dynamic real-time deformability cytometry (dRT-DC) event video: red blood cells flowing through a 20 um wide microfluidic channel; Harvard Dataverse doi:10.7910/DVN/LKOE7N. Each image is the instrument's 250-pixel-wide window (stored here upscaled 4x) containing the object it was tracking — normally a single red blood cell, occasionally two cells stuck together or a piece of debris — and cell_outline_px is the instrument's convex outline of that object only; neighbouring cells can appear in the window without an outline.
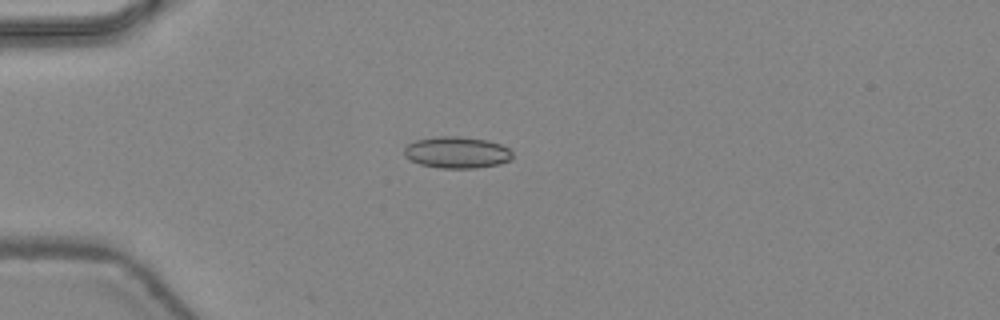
{"species": "common noctule bat (a hibernating species)", "species_latin": "Nyctalus noctula", "temperature_condition": "warm", "stored_images_in_passage": 11, "camera_frame_rate_fps": 3000, "um_per_image_px": 0.085, "animal": {"sex": "female", "body_mass_g": 24.6, "forearm_length_mm": 56.2}, "frame": {"image": 1, "passage_image": 1, "time_ms": 0.0, "image_size_px": [1000, 320], "cell_outline_px": [[512, 156], [508, 160], [500, 164], [476, 168], [440, 168], [420, 164], [404, 156], [404, 148], [408, 144], [416, 140], [436, 136], [460, 136], [488, 140], [500, 144], [508, 148], [512, 152]], "centroid_in_image_um": [38.83, 12.95], "position_along_channel_um": 46.2, "area_um2": 19.94}}
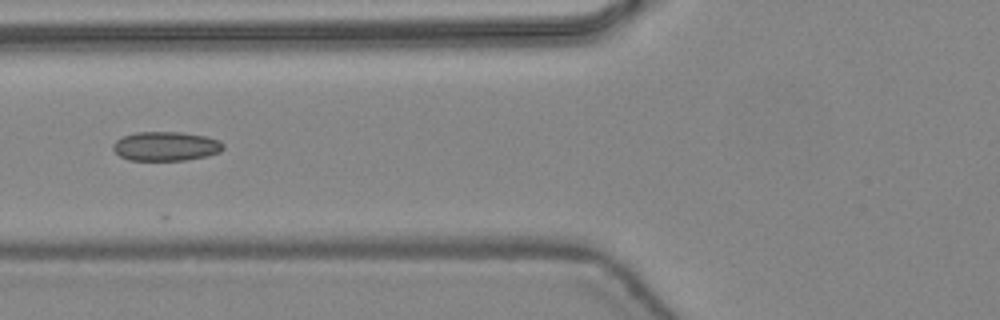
{"frame": {"image": 2, "passage_image": 7, "time_ms": 2.0, "image_size_px": [1000, 320], "cell_outline_px": [[224, 148], [220, 152], [208, 156], [184, 160], [128, 160], [120, 156], [112, 148], [112, 144], [116, 140], [124, 136], [136, 132], [180, 132], [208, 136], [220, 140], [224, 144]], "centroid_in_image_um": [14.13, 12.43], "position_along_channel_um": 111.7, "area_um2": 18.9}}
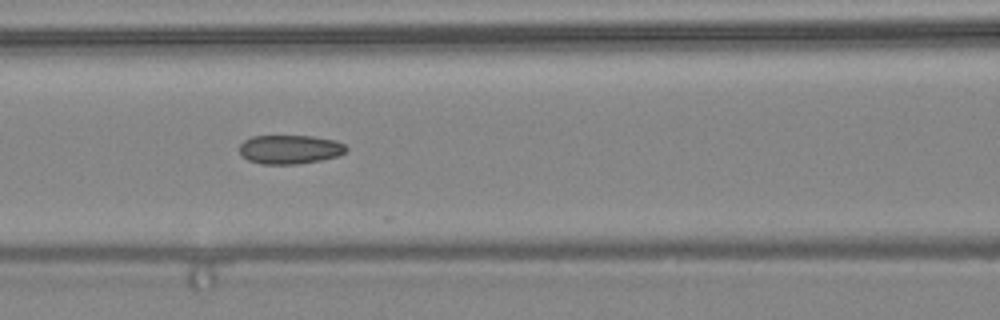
{"frame": {"image": 3, "passage_image": 9, "time_ms": 2.667, "image_size_px": [1000, 320], "cell_outline_px": [[348, 148], [340, 156], [300, 164], [260, 164], [248, 160], [240, 156], [240, 144], [244, 140], [252, 136], [312, 136], [336, 140], [344, 144]], "centroid_in_image_um": [24.63, 12.7], "position_along_channel_um": 142.0, "area_um2": 18.21}}